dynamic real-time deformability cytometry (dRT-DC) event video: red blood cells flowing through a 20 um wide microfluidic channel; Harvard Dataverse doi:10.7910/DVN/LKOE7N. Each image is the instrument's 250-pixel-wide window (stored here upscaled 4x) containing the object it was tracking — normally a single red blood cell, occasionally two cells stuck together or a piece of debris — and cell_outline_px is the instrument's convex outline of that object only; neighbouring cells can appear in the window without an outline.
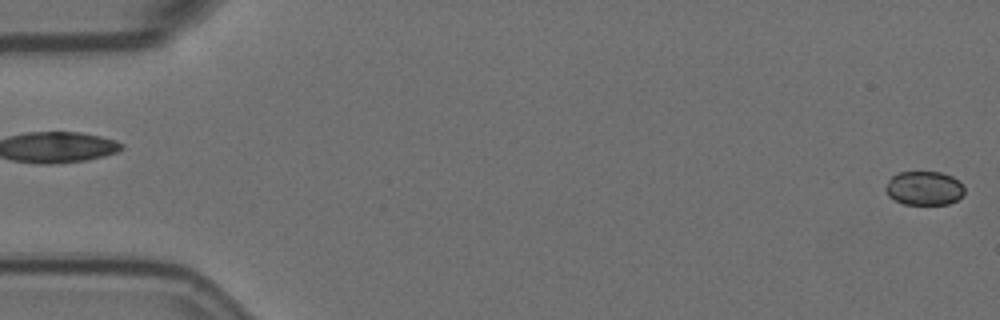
{"species": "Egyptian fruit bat (a non-hibernating species)", "species_latin": "Rousettus aegyptiacus", "temperature_condition": "room temperature", "stored_images_in_passage": 6, "segment_of_instrument_passage": [2, 2], "camera_frame_rate_fps": 3000, "um_per_image_px": 0.085, "animal": {"sex": "female"}, "frame": {"image": 1, "passage_image": 6, "time_ms": 1.667, "image_size_px": [1000, 320], "cell_outline_px": [[964, 196], [948, 204], [904, 204], [888, 196], [884, 188], [888, 180], [892, 176], [900, 172], [940, 172], [952, 176], [960, 180], [964, 188]], "centroid_in_image_um": [78.57, 15.99], "position_along_channel_um": 6.4, "area_um2": 15.72}}